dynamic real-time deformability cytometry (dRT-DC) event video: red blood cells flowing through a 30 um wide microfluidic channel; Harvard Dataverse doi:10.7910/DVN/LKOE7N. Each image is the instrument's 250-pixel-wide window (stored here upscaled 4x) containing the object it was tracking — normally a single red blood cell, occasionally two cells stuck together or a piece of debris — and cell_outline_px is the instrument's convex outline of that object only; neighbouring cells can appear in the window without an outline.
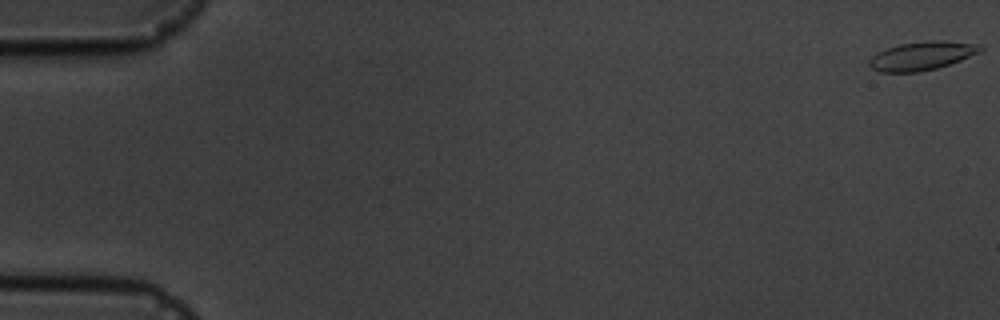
{"species": "common noctule bat (a hibernating species)", "species_latin": "Nyctalus noctula", "temperature_condition": "cold", "stored_images_in_passage": 9, "camera_frame_rate_fps": 3000, "um_per_image_px": 0.085, "animal": {"sex": "male", "body_mass_g": 19.5, "forearm_length_mm": 54.6}, "frame": {"image": 1, "passage_image": 1, "time_ms": 0.0, "image_size_px": [1000, 320], "cell_outline_px": [[984, 48], [980, 52], [960, 60], [936, 68], [920, 72], [880, 72], [872, 68], [868, 64], [868, 60], [872, 56], [888, 48], [900, 44], [928, 40], [940, 40], [980, 44]], "centroid_in_image_um": [78.37, 4.74], "position_along_channel_um": 6.6, "area_um2": 18.38}}
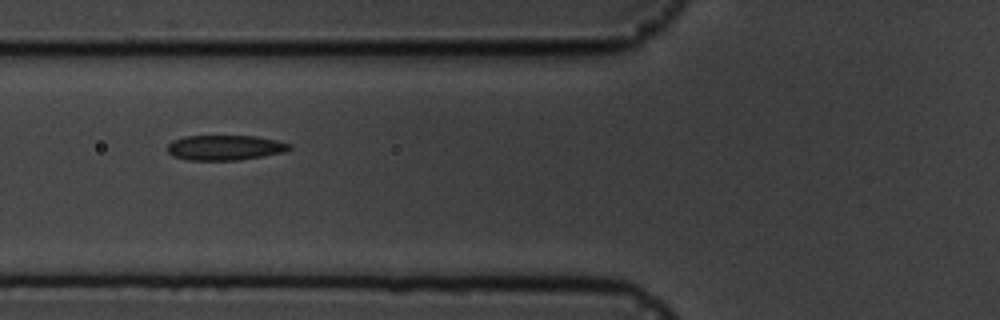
{"frame": {"image": 2, "passage_image": 7, "time_ms": 7.0, "image_size_px": [1000, 320], "cell_outline_px": [[292, 148], [284, 152], [264, 156], [240, 160], [188, 160], [172, 156], [168, 152], [168, 144], [172, 140], [184, 136], [256, 136], [276, 140], [292, 144]], "centroid_in_image_um": [19.13, 12.55], "position_along_channel_um": 106.7, "area_um2": 17.98}}
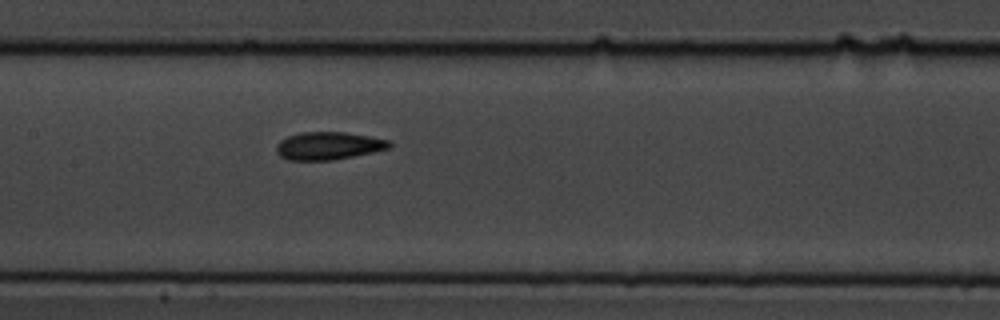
{"frame": {"image": 3, "passage_image": 9, "time_ms": 9.0, "image_size_px": [1000, 320], "cell_outline_px": [[392, 148], [332, 160], [288, 160], [280, 156], [276, 152], [276, 144], [280, 140], [288, 136], [300, 132], [344, 132], [368, 136], [388, 140], [392, 144]], "centroid_in_image_um": [27.89, 12.39], "position_along_channel_um": 179.5, "area_um2": 18.26}}